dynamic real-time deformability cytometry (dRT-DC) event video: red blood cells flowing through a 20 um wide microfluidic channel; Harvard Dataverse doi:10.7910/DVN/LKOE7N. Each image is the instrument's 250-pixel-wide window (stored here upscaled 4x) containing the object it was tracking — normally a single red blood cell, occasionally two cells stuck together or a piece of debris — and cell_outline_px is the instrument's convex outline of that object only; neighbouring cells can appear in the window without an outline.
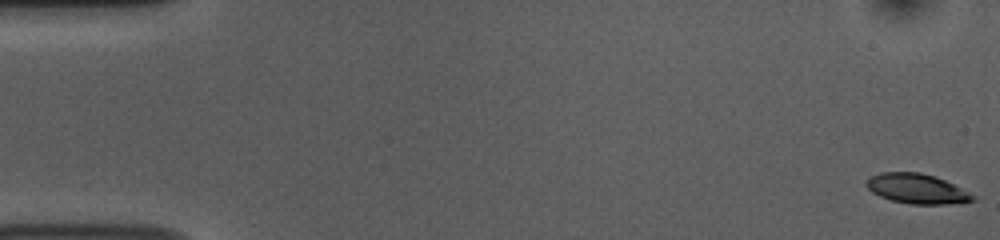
{"species": "common noctule bat (a hibernating species)", "species_latin": "Nyctalus noctula", "temperature_condition": "room temperature", "stored_images_in_passage": 54, "camera_frame_rate_fps": 3000, "um_per_image_px": 0.085, "animal": {"sex": "female", "body_mass_g": 10.0, "forearm_length_mm": 53.1}, "frame": {"image": 1, "passage_image": 1, "time_ms": 0.0, "image_size_px": [1000, 240], "cell_outline_px": [[976, 200], [944, 204], [912, 204], [892, 200], [880, 196], [872, 192], [864, 184], [868, 176], [880, 172], [920, 172], [936, 176], [976, 196]], "centroid_in_image_um": [77.88, 16.02], "position_along_channel_um": 7.1, "area_um2": 18.44}}
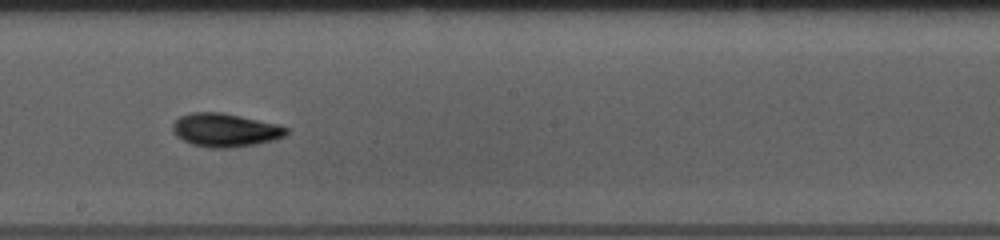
{"frame": {"image": 2, "passage_image": 30, "time_ms": 9.667, "image_size_px": [1000, 240], "cell_outline_px": [[288, 132], [284, 136], [272, 140], [256, 144], [228, 148], [212, 148], [192, 144], [176, 136], [172, 128], [172, 124], [180, 116], [192, 112], [224, 112], [276, 124], [288, 128]], "centroid_in_image_um": [19.12, 11.05], "position_along_channel_um": 229.1, "area_um2": 22.02}}
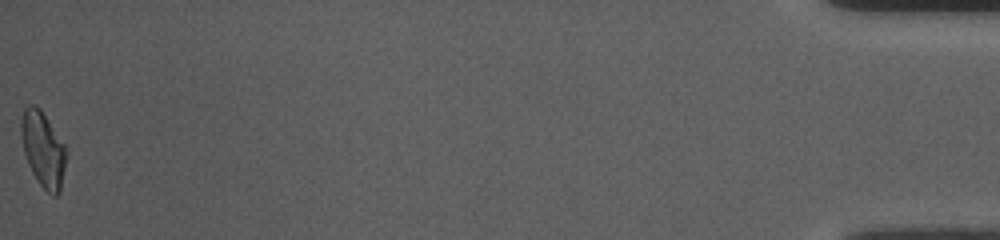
{"frame": {"image": 3, "passage_image": 54, "time_ms": 17.667, "image_size_px": [1000, 240], "cell_outline_px": [[68, 156], [60, 192], [56, 196], [52, 196], [40, 184], [32, 172], [28, 164], [24, 152], [20, 132], [20, 120], [24, 108], [28, 104], [32, 104], [40, 108], [68, 148]], "centroid_in_image_um": [3.69, 12.68], "position_along_channel_um": 431.5, "area_um2": 20.23}, "authors_computed_cell_mechanics": {"area_um2": 20.1144, "velocity_mm_per_s": 3.7503, "shape_relaxation_time_tau1_ms": 2.1869, "shape_relaxation_time_tau2_ms": 3.7436, "deformation_change_tau1": 0.1426, "deformation_change_tau2": 0.0966}}